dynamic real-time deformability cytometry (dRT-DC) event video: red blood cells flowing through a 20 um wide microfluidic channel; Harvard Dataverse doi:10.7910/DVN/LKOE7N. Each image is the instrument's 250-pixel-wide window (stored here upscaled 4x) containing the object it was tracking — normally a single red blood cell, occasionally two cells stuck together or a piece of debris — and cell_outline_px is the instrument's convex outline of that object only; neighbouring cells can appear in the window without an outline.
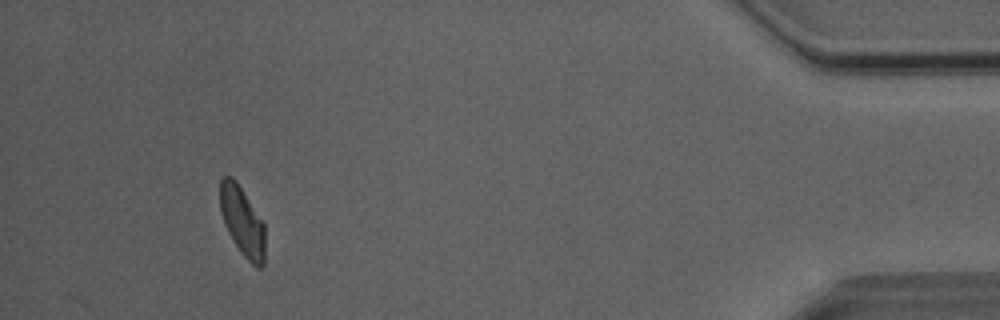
{"species": "Egyptian fruit bat (a non-hibernating species)", "species_latin": "Rousettus aegyptiacus", "temperature_condition": "room temperature", "stored_images_in_passage": 47, "camera_frame_rate_fps": 3000, "um_per_image_px": 0.085, "animal": {"sex": "male"}, "frame": {"image": 1, "passage_image": 47, "time_ms": 15.333, "image_size_px": [1000, 320], "cell_outline_px": [[264, 264], [260, 268], [256, 268], [240, 252], [232, 240], [224, 224], [220, 212], [220, 180], [224, 176], [232, 176], [236, 180], [264, 224]], "centroid_in_image_um": [20.58, 18.82], "position_along_channel_um": 414.6, "area_um2": 18.09}, "authors_computed_cell_mechanics": {"area_um2": 19.3052, "velocity_mm_per_s": 4.0407, "shape_relaxation_time_tau1_ms": 7.7351, "shape_relaxation_time_tau2_ms": 4.7851, "deformation_change_tau1": 0.189, "deformation_change_tau2": 0.1212}}